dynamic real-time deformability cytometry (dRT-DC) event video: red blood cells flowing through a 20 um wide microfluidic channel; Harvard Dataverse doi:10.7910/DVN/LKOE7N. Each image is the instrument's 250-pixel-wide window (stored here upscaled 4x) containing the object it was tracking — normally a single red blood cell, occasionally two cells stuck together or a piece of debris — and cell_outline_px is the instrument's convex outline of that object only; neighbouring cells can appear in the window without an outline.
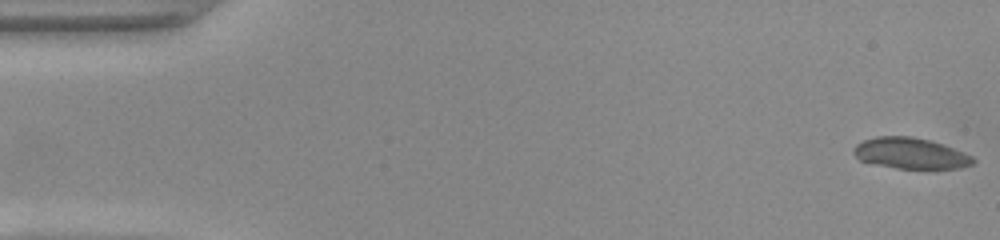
{"species": "common noctule bat (a hibernating species)", "species_latin": "Nyctalus noctula", "temperature_condition": "warm", "stored_images_in_passage": 52, "camera_frame_rate_fps": 3000, "um_per_image_px": 0.085, "animal": {"sex": "female", "body_mass_g": 22.0, "forearm_length_mm": 56.7}, "frame": {"image": 1, "passage_image": 1, "time_ms": 0.0, "image_size_px": [1000, 240], "cell_outline_px": [[976, 160], [972, 164], [956, 168], [928, 172], [896, 168], [872, 164], [860, 160], [852, 152], [852, 148], [856, 144], [864, 140], [876, 136], [912, 136], [928, 140], [964, 152], [972, 156]], "centroid_in_image_um": [77.39, 13.08], "position_along_channel_um": 7.6, "area_um2": 22.25}}
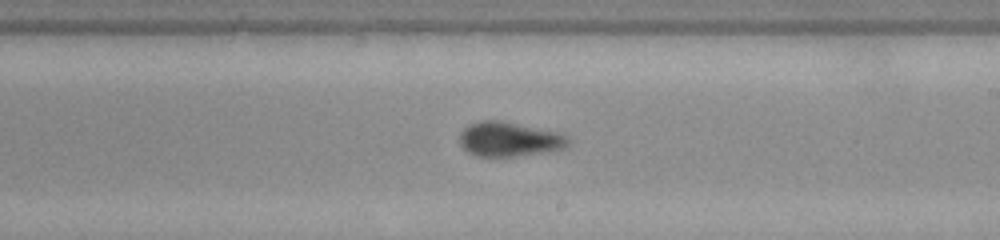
{"frame": {"image": 2, "passage_image": 30, "time_ms": 9.667, "image_size_px": [1000, 240], "cell_outline_px": [[572, 140], [564, 148], [548, 152], [516, 156], [476, 156], [468, 152], [460, 144], [460, 132], [468, 124], [480, 120], [500, 120], [564, 132]], "centroid_in_image_um": [43.35, 11.82], "position_along_channel_um": 245.7, "area_um2": 22.37}}
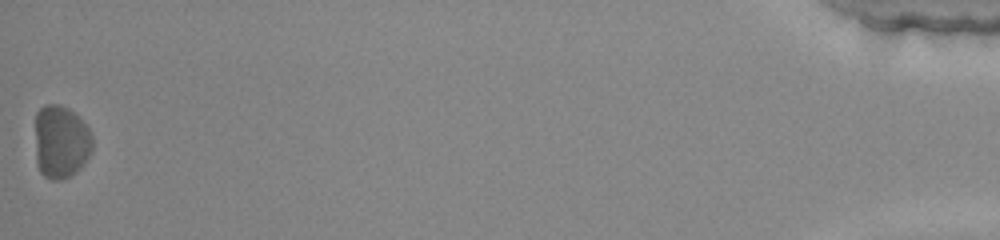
{"frame": {"image": 3, "passage_image": 52, "time_ms": 17.0, "image_size_px": [1000, 240], "cell_outline_px": [[92, 152], [84, 164], [76, 172], [60, 180], [52, 180], [44, 176], [40, 172], [36, 164], [36, 112], [44, 104], [60, 104], [68, 108], [88, 128], [92, 136]], "centroid_in_image_um": [5.17, 12.06], "position_along_channel_um": 430.0, "area_um2": 24.51}, "authors_computed_cell_mechanics": {"area_um2": 21.7906, "velocity_mm_per_s": 3.9209, "shape_relaxation_time_tau1_ms": 4.0557, "shape_relaxation_time_tau2_ms": 1.3006, "deformation_change_tau1": 0.1264, "deformation_change_tau2": 0.0619}}